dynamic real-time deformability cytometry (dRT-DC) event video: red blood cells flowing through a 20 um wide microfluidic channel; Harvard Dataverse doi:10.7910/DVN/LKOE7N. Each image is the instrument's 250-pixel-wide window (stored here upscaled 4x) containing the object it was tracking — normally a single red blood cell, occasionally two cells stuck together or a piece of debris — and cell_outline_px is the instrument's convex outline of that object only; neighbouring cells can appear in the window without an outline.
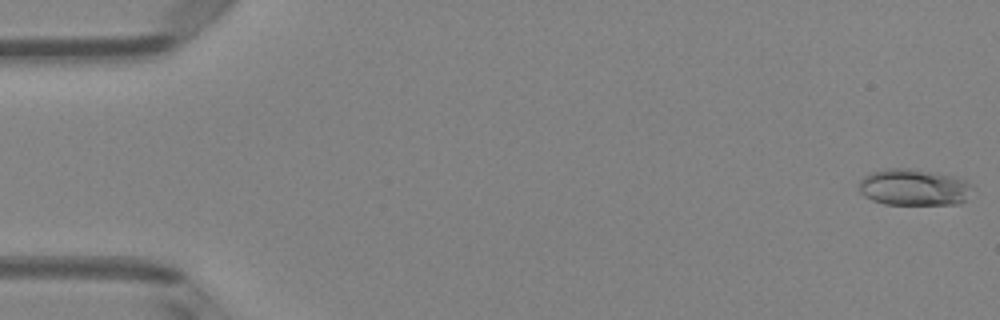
{"species": "Egyptian fruit bat (a non-hibernating species)", "species_latin": "Rousettus aegyptiacus", "temperature_condition": "room temperature", "stored_images_in_passage": 51, "camera_frame_rate_fps": 3000, "um_per_image_px": 0.085, "animal": {"sex": "female"}, "frame": {"image": 1, "passage_image": 1, "time_ms": 0.0, "image_size_px": [1000, 320], "cell_outline_px": [[972, 184], [964, 200], [960, 204], [884, 204], [872, 200], [864, 196], [860, 192], [860, 180], [864, 176], [872, 172], [888, 168], [908, 168], [936, 172], [952, 176], [964, 180]], "centroid_in_image_um": [77.64, 15.91], "position_along_channel_um": 7.4, "area_um2": 23.93}}
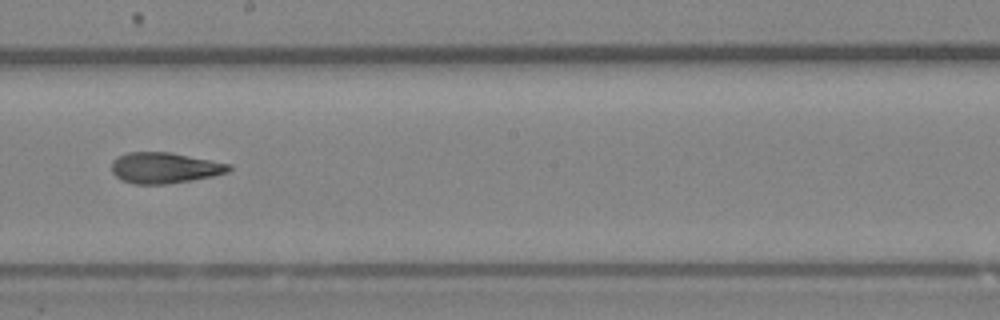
{"frame": {"image": 2, "passage_image": 29, "time_ms": 9.333, "image_size_px": [1000, 320], "cell_outline_px": [[232, 168], [228, 172], [212, 176], [192, 180], [168, 184], [132, 184], [120, 180], [112, 172], [112, 160], [116, 156], [128, 152], [172, 152], [232, 164]], "centroid_in_image_um": [13.98, 14.26], "position_along_channel_um": 234.2, "area_um2": 21.39}}
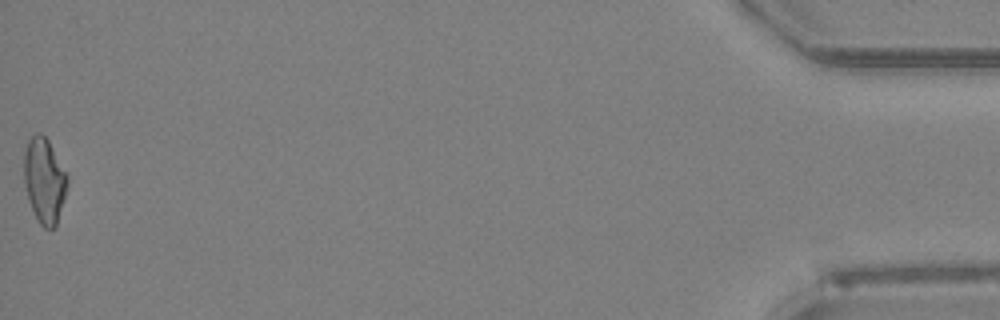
{"frame": {"image": 3, "passage_image": 51, "time_ms": 16.667, "image_size_px": [1000, 320], "cell_outline_px": [[68, 184], [56, 224], [52, 228], [44, 228], [36, 220], [28, 200], [24, 184], [24, 152], [28, 140], [36, 132], [40, 132], [48, 140], [68, 172]], "centroid_in_image_um": [3.77, 15.31], "position_along_channel_um": 431.4, "area_um2": 21.73}, "authors_computed_cell_mechanics": {"area_um2": 21.4438, "velocity_mm_per_s": 4.0318, "shape_relaxation_time_tau1_ms": null, "shape_relaxation_time_tau2_ms": 3.6326, "deformation_change_tau1": null, "deformation_change_tau2": 0.1164}}